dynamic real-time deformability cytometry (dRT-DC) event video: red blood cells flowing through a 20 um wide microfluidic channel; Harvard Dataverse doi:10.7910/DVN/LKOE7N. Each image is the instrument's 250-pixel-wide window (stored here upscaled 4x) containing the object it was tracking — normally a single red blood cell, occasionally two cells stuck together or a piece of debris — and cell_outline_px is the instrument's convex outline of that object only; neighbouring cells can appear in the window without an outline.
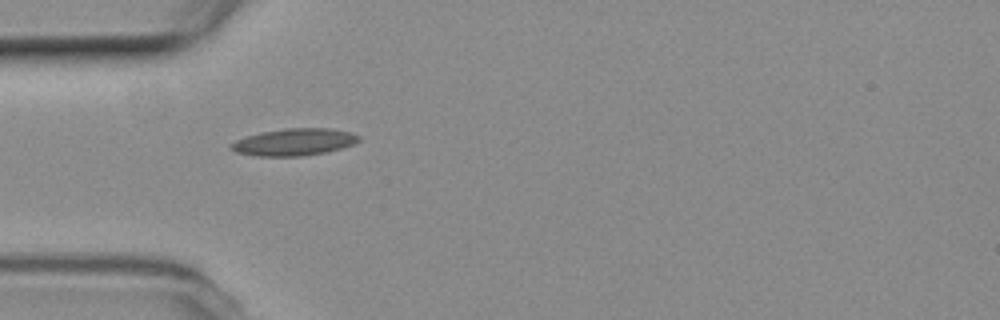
{"species": "common noctule bat (a hibernating species)", "species_latin": "Nyctalus noctula", "temperature_condition": "room temperature", "stored_images_in_passage": 39, "camera_frame_rate_fps": 3000, "um_per_image_px": 0.085, "animal": {"sex": "female", "body_mass_g": 19.3, "forearm_length_mm": 54.1}, "frame": {"image": 1, "passage_image": 1, "time_ms": 0.0, "image_size_px": [1000, 320], "cell_outline_px": [[360, 140], [352, 144], [340, 148], [324, 152], [300, 156], [256, 156], [236, 152], [228, 148], [236, 140], [260, 132], [284, 128], [332, 128], [352, 132], [360, 136]], "centroid_in_image_um": [25.0, 12.06], "position_along_channel_um": 60.0, "area_um2": 20.06}}
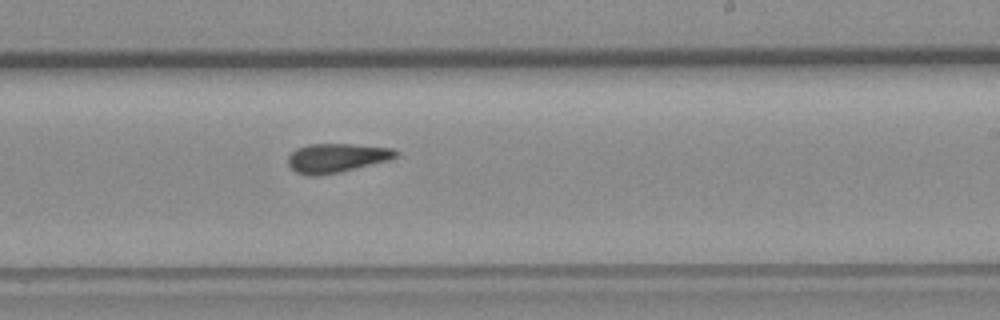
{"frame": {"image": 2, "passage_image": 17, "time_ms": 5.333, "image_size_px": [1000, 320], "cell_outline_px": [[400, 152], [396, 156], [388, 160], [340, 172], [320, 176], [308, 176], [296, 172], [288, 164], [288, 156], [296, 148], [308, 144], [352, 144], [392, 148]], "centroid_in_image_um": [28.58, 13.42], "position_along_channel_um": 260.4, "area_um2": 18.26}}
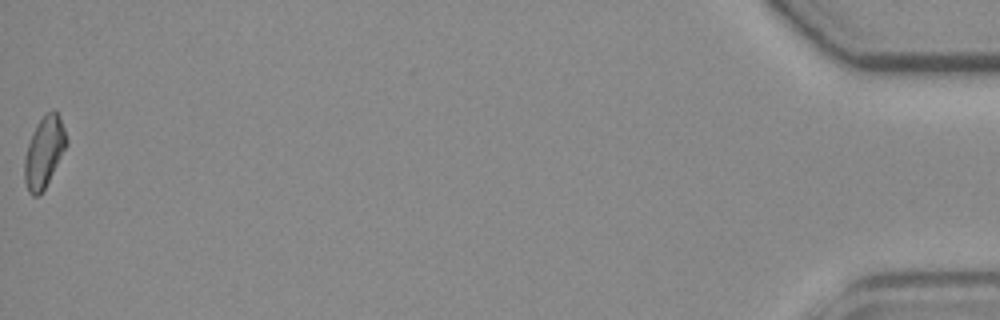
{"frame": {"image": 3, "passage_image": 39, "time_ms": 12.667, "image_size_px": [1000, 320], "cell_outline_px": [[68, 144], [44, 188], [36, 196], [32, 196], [28, 192], [24, 180], [24, 156], [32, 132], [36, 124], [48, 112], [56, 112], [60, 116], [68, 140]], "centroid_in_image_um": [3.74, 12.92], "position_along_channel_um": 431.5, "area_um2": 17.11}, "authors_computed_cell_mechanics": {"area_um2": 17.629, "velocity_mm_per_s": 3.7888, "shape_relaxation_time_tau1_ms": 8.8488, "shape_relaxation_time_tau2_ms": 2.0798, "deformation_change_tau1": 0.1869, "deformation_change_tau2": 0.0838}}